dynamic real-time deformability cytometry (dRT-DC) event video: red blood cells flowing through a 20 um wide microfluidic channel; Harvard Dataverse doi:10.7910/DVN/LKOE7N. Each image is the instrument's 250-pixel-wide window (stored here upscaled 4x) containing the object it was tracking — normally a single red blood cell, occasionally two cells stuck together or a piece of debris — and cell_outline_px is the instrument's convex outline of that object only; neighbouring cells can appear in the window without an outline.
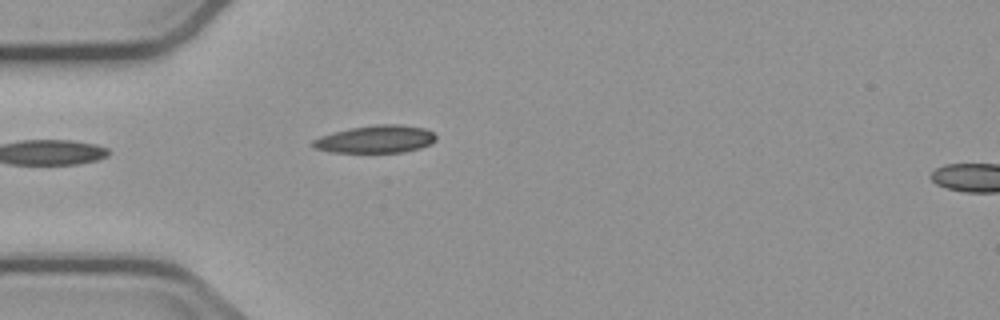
{"species": "common noctule bat (a hibernating species)", "species_latin": "Nyctalus noctula", "temperature_condition": "cold", "stored_images_in_passage": 3, "segment_of_instrument_passage": [1, 2], "camera_frame_rate_fps": 3000, "um_per_image_px": 0.085, "animal": {"sex": "male", "body_mass_g": 23.1, "forearm_length_mm": 52.7}, "frame": {"image": 1, "passage_image": 2, "time_ms": 1.333, "image_size_px": [1000, 320], "cell_outline_px": [[436, 140], [420, 148], [404, 152], [332, 152], [312, 148], [312, 140], [320, 136], [332, 132], [352, 128], [376, 124], [400, 124], [424, 128], [432, 132], [436, 136]], "centroid_in_image_um": [31.91, 11.83], "position_along_channel_um": 53.1, "area_um2": 19.77}}